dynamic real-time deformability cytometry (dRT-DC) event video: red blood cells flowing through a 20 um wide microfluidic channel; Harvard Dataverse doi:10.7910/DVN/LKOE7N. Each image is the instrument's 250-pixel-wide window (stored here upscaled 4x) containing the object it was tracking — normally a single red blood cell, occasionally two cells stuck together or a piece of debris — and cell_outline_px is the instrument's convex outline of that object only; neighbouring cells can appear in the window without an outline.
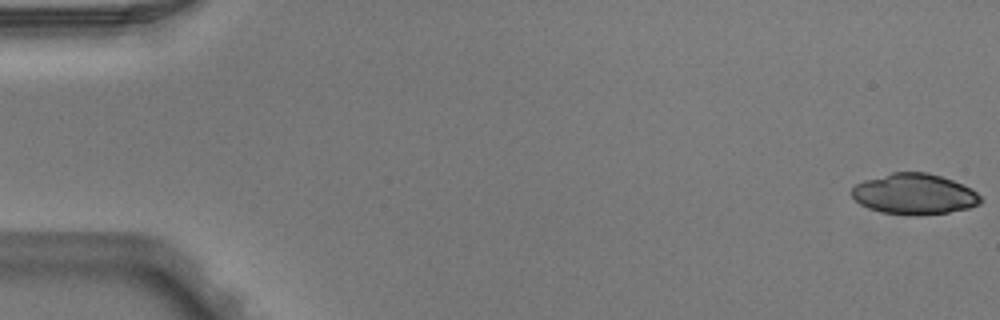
{"species": "Egyptian fruit bat (a non-hibernating species)", "species_latin": "Rousettus aegyptiacus", "temperature_condition": "warm", "stored_images_in_passage": 5, "segment_of_instrument_passage": [2, 2], "camera_frame_rate_fps": 3000, "um_per_image_px": 0.085, "animal": {"sex": "male"}, "frame": {"image": 1, "passage_image": 5, "time_ms": 1.333, "image_size_px": [1000, 320], "cell_outline_px": [[984, 200], [980, 204], [968, 208], [948, 212], [916, 216], [908, 216], [880, 212], [868, 208], [860, 204], [852, 196], [852, 188], [856, 184], [864, 180], [892, 172], [928, 172], [952, 180], [972, 188]], "centroid_in_image_um": [77.72, 16.5], "position_along_channel_um": 7.3, "area_um2": 30.81}}